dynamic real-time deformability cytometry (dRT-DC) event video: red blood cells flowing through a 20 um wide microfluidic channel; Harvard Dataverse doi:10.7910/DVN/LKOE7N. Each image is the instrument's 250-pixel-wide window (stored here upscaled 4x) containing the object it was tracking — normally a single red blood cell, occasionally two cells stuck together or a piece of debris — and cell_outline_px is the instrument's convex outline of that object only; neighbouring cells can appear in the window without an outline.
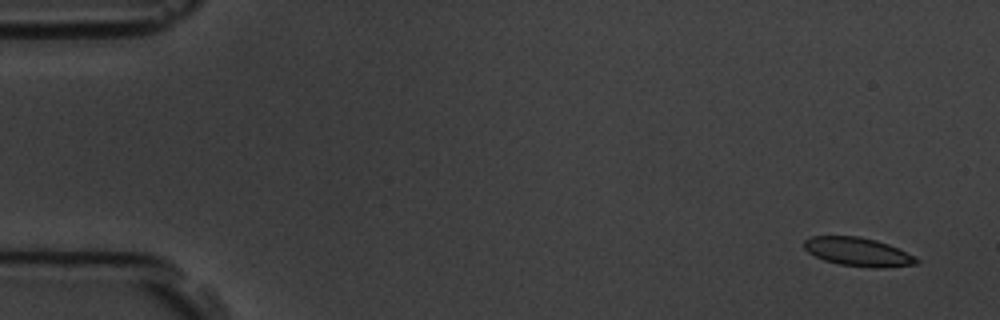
{"species": "common noctule bat (a hibernating species)", "species_latin": "Nyctalus noctula", "temperature_condition": "room temperature", "stored_images_in_passage": 4, "segment_of_instrument_passage": [2, 2], "camera_frame_rate_fps": 3000, "um_per_image_px": 0.085, "animal": {"sex": "male", "body_mass_g": 19.5, "forearm_length_mm": 54.6}, "frame": {"image": 1, "passage_image": 4, "time_ms": 4.333, "image_size_px": [1000, 320], "cell_outline_px": [[920, 264], [884, 268], [872, 268], [840, 264], [824, 260], [808, 252], [804, 248], [804, 240], [812, 236], [860, 236], [876, 240], [888, 244], [916, 256], [920, 260]], "centroid_in_image_um": [72.98, 21.41], "position_along_channel_um": 12.0, "area_um2": 18.9}}